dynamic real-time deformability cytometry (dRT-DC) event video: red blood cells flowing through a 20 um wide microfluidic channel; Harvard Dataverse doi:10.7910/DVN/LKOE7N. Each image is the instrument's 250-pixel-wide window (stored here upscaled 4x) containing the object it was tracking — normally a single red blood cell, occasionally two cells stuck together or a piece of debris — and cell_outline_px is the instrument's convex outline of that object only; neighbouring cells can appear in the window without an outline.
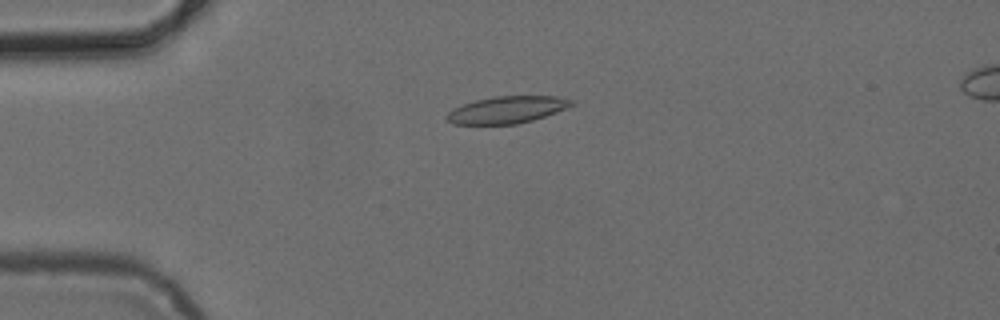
{"species": "common noctule bat (a hibernating species)", "species_latin": "Nyctalus noctula", "temperature_condition": "cold", "stored_images_in_passage": 4, "camera_frame_rate_fps": 3000, "um_per_image_px": 0.085, "animal": {"sex": "female", "body_mass_g": 24.6, "forearm_length_mm": 56.2}, "frame": {"image": 1, "passage_image": 2, "time_ms": 1.333, "image_size_px": [1000, 320], "cell_outline_px": [[576, 104], [556, 112], [532, 120], [516, 124], [452, 124], [444, 116], [452, 108], [476, 100], [496, 96], [556, 96], [572, 100]], "centroid_in_image_um": [43.08, 9.33], "position_along_channel_um": 41.9, "area_um2": 19.54}}